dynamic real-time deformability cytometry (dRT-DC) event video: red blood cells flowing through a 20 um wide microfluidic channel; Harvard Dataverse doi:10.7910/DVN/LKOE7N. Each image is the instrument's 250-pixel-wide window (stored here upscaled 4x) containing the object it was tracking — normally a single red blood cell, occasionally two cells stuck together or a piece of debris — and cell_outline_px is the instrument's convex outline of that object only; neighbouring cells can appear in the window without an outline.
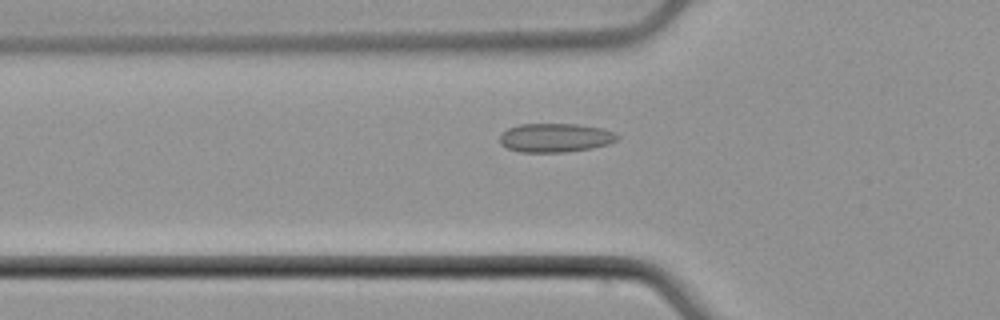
{"species": "common noctule bat (a hibernating species)", "species_latin": "Nyctalus noctula", "temperature_condition": "cold", "stored_images_in_passage": 35, "camera_frame_rate_fps": 3000, "um_per_image_px": 0.085, "animal": {"sex": "male", "body_mass_g": 21.5, "forearm_length_mm": 52.0}, "frame": {"image": 1, "passage_image": 8, "time_ms": 2.333, "image_size_px": [1000, 320], "cell_outline_px": [[620, 136], [616, 140], [608, 144], [592, 148], [564, 152], [520, 152], [508, 148], [500, 144], [500, 136], [508, 128], [520, 124], [576, 124], [604, 128], [616, 132]], "centroid_in_image_um": [47.23, 11.7], "position_along_channel_um": 78.6, "area_um2": 19.83}}
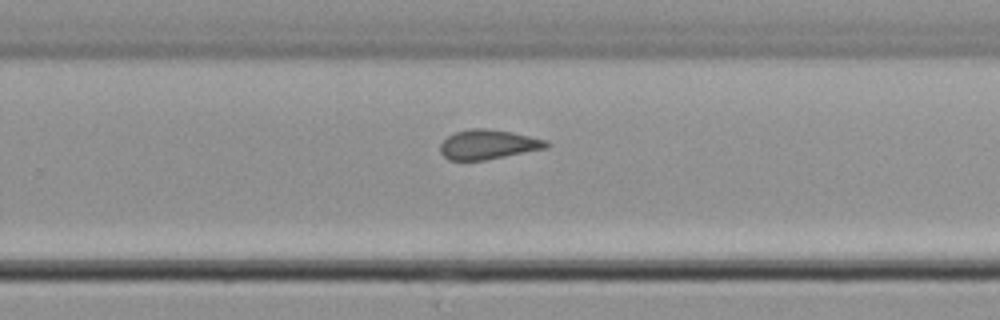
{"frame": {"image": 2, "passage_image": 24, "time_ms": 7.667, "image_size_px": [1000, 320], "cell_outline_px": [[552, 144], [548, 148], [484, 160], [448, 160], [440, 152], [440, 144], [448, 136], [456, 132], [472, 128], [484, 128], [512, 132], [548, 140]], "centroid_in_image_um": [41.53, 12.28], "position_along_channel_um": 288.3, "area_um2": 18.32}}
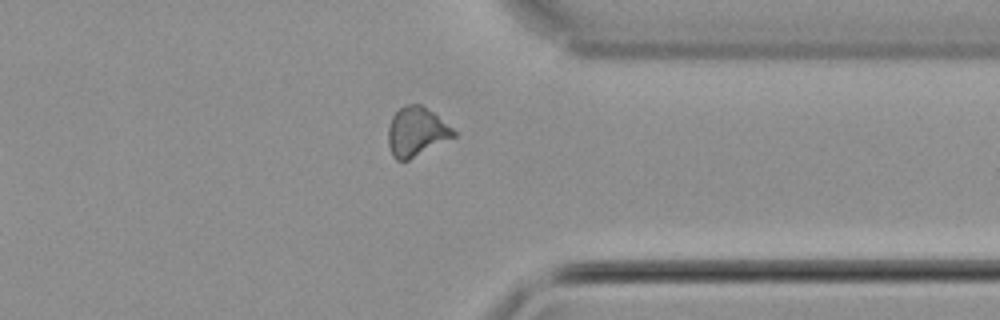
{"frame": {"image": 3, "passage_image": 31, "time_ms": 10.0, "image_size_px": [1000, 320], "cell_outline_px": [[456, 136], [408, 160], [396, 160], [392, 156], [388, 144], [388, 128], [392, 116], [404, 104], [420, 104], [432, 112], [452, 128], [456, 132]], "centroid_in_image_um": [35.37, 11.2], "position_along_channel_um": 376.0, "area_um2": 18.55}, "authors_computed_cell_mechanics": {"area_um2": 18.785, "velocity_mm_per_s": 3.9364, "shape_relaxation_time_tau1_ms": null, "shape_relaxation_time_tau2_ms": 1.7697, "deformation_change_tau1": null, "deformation_change_tau2": 0.0682}}